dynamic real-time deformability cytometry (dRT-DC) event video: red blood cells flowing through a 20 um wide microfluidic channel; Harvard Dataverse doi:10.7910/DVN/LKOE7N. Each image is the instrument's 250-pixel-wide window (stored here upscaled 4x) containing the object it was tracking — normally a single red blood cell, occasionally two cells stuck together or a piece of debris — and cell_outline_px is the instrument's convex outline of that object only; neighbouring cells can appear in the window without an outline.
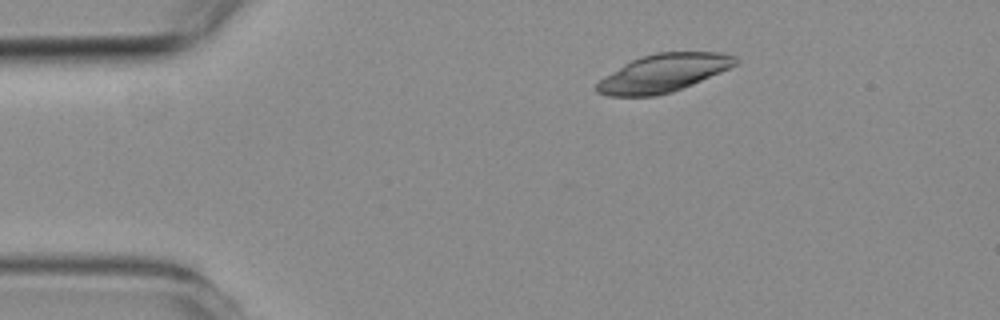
{"species": "common noctule bat (a hibernating species)", "species_latin": "Nyctalus noctula", "temperature_condition": "room temperature", "stored_images_in_passage": 4, "camera_frame_rate_fps": 3000, "um_per_image_px": 0.085, "animal": {"sex": "female", "body_mass_g": 19.3, "forearm_length_mm": 54.1}, "frame": {"image": 1, "passage_image": 4, "time_ms": 3.667, "image_size_px": [1000, 320], "cell_outline_px": [[740, 60], [736, 64], [720, 72], [692, 84], [672, 92], [656, 96], [608, 96], [596, 92], [596, 84], [604, 76], [624, 64], [632, 60], [656, 52], [720, 52], [736, 56]], "centroid_in_image_um": [56.38, 6.21], "position_along_channel_um": 28.6, "area_um2": 30.46}}